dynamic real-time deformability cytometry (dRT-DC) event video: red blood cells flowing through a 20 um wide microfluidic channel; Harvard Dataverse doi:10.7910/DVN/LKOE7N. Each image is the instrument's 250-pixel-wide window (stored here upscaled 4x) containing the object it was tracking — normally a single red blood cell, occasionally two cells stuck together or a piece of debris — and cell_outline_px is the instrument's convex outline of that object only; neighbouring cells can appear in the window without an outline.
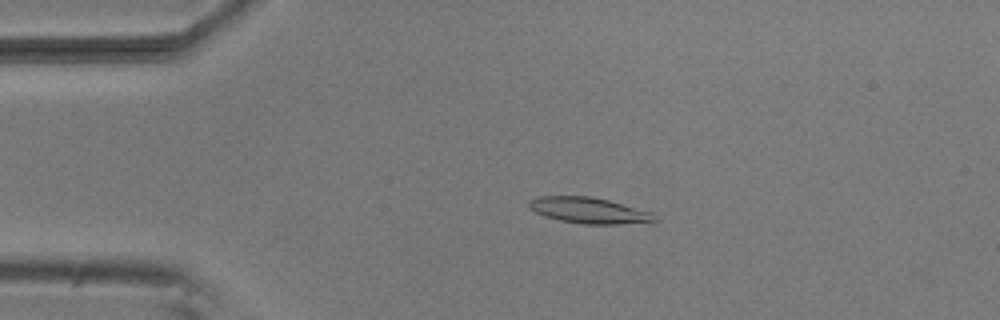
{"species": "common noctule bat (a hibernating species)", "species_latin": "Nyctalus noctula", "temperature_condition": "room temperature", "stored_images_in_passage": 52, "camera_frame_rate_fps": 3000, "um_per_image_px": 0.085, "animal": {"sex": "male", "body_mass_g": 20.5, "forearm_length_mm": 52.5}, "frame": {"image": 1, "passage_image": 11, "time_ms": 3.333, "image_size_px": [1000, 320], "cell_outline_px": [[656, 220], [620, 224], [584, 224], [560, 220], [544, 216], [528, 208], [528, 200], [540, 196], [588, 196], [608, 200], [652, 212]], "centroid_in_image_um": [49.98, 17.87], "position_along_channel_um": 35.0, "area_um2": 18.73}}
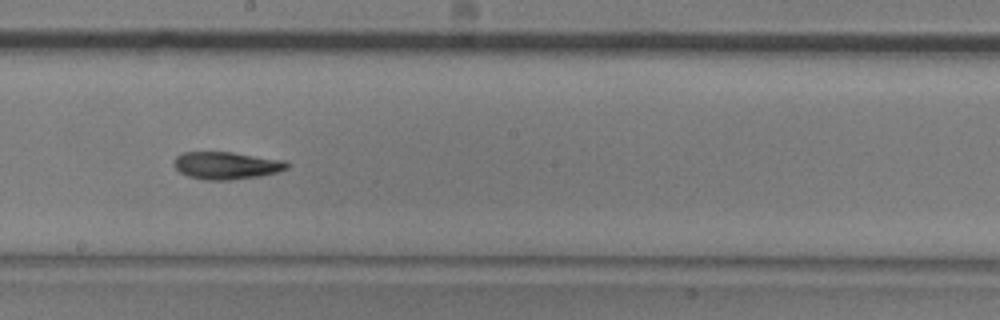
{"frame": {"image": 2, "passage_image": 29, "time_ms": 9.333, "image_size_px": [1000, 320], "cell_outline_px": [[288, 168], [276, 172], [260, 176], [232, 180], [204, 180], [188, 176], [180, 172], [172, 164], [176, 156], [184, 152], [232, 152], [288, 160]], "centroid_in_image_um": [19.26, 14.06], "position_along_channel_um": 228.9, "area_um2": 18.26}}
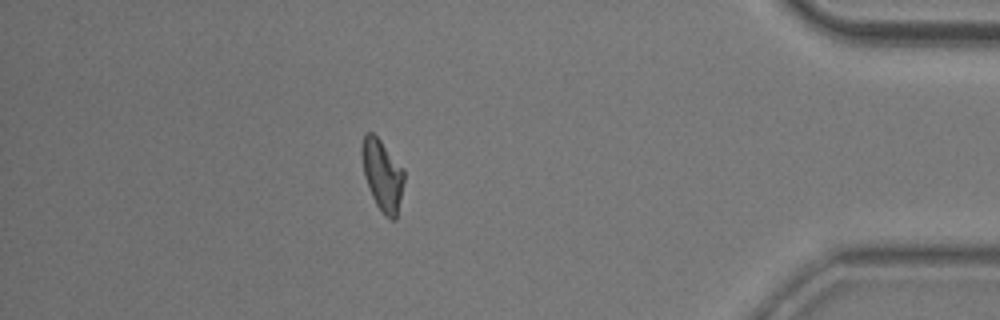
{"frame": {"image": 3, "passage_image": 46, "time_ms": 15.0, "image_size_px": [1000, 320], "cell_outline_px": [[404, 180], [396, 220], [392, 220], [384, 216], [376, 204], [372, 196], [364, 176], [360, 152], [360, 148], [364, 132], [372, 132], [380, 140], [404, 168]], "centroid_in_image_um": [32.48, 14.86], "position_along_channel_um": 402.7, "area_um2": 17.69}, "authors_computed_cell_mechanics": {"area_um2": 18.1492, "velocity_mm_per_s": 3.8334, "shape_relaxation_time_tau1_ms": 4.8911, "shape_relaxation_time_tau2_ms": 6.2264, "deformation_change_tau1": 0.1699, "deformation_change_tau2": 0.1106}}